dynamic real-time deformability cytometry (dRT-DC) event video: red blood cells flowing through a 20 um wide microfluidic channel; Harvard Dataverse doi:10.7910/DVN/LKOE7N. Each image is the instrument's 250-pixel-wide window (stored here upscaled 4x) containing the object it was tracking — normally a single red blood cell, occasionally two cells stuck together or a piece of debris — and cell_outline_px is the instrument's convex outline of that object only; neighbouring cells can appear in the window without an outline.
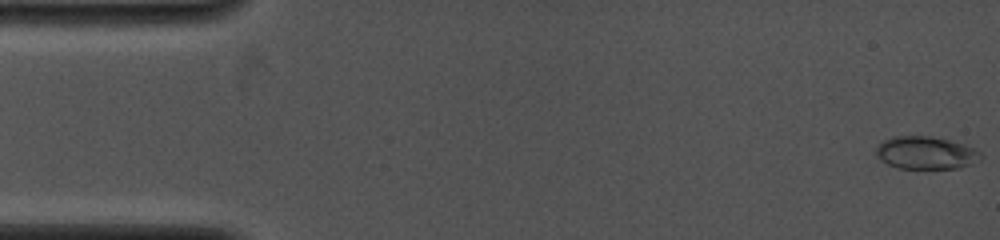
{"species": "common noctule bat (a hibernating species)", "species_latin": "Nyctalus noctula", "temperature_condition": "cold", "stored_images_in_passage": 7, "camera_frame_rate_fps": 4000, "um_per_image_px": 0.085, "animal": {"sex": "female", "body_mass_g": 19.0, "forearm_length_mm": 53.3}, "frame": {"image": 1, "passage_image": 1, "time_ms": 0.0, "image_size_px": [1000, 240], "cell_outline_px": [[984, 156], [980, 160], [956, 168], [896, 168], [880, 160], [876, 156], [876, 144], [892, 136], [932, 136], [964, 144], [980, 152]], "centroid_in_image_um": [78.65, 12.98], "position_along_channel_um": 6.4, "area_um2": 19.94}}
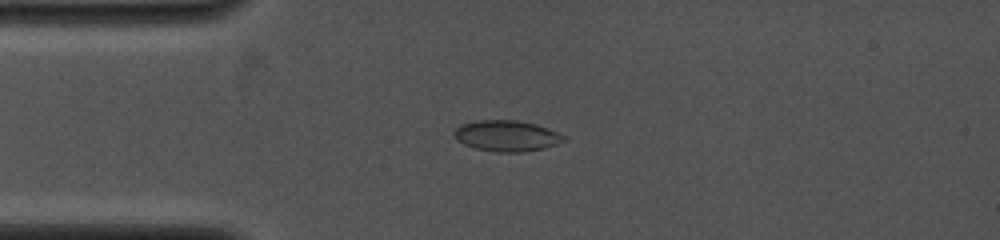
{"frame": {"image": 2, "passage_image": 5, "time_ms": 3.5, "image_size_px": [1000, 240], "cell_outline_px": [[568, 140], [544, 148], [524, 152], [496, 152], [476, 148], [464, 144], [456, 140], [452, 132], [460, 124], [480, 120], [516, 120], [536, 124], [548, 128], [564, 136]], "centroid_in_image_um": [43.05, 11.54], "position_along_channel_um": 41.9, "area_um2": 19.83}}
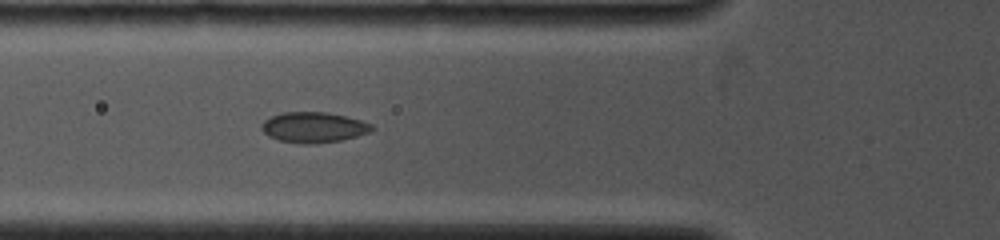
{"frame": {"image": 3, "passage_image": 7, "time_ms": 5.25, "image_size_px": [1000, 240], "cell_outline_px": [[376, 128], [368, 132], [356, 136], [340, 140], [312, 144], [304, 144], [280, 140], [268, 136], [260, 128], [260, 124], [264, 120], [272, 116], [284, 112], [328, 112], [360, 120], [372, 124]], "centroid_in_image_um": [26.64, 10.82], "position_along_channel_um": 99.2, "area_um2": 19.48}}